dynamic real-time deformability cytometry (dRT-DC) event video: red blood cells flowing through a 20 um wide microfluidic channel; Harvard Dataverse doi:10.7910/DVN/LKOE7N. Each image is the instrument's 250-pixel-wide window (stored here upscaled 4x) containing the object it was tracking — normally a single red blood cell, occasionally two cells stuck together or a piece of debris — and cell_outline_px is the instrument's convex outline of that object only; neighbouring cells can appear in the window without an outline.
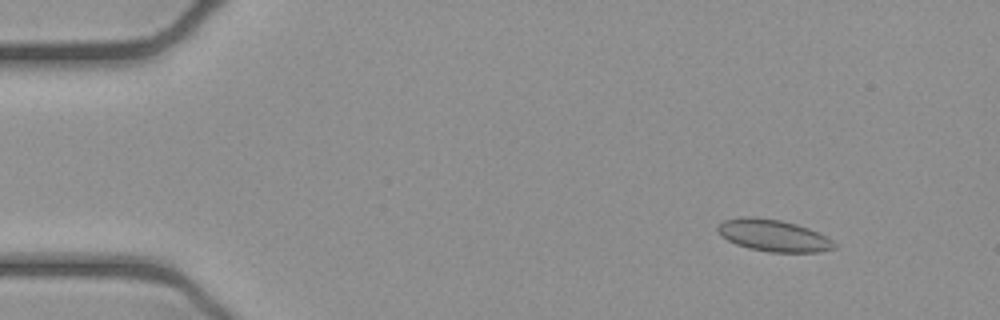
{"species": "common noctule bat (a hibernating species)", "species_latin": "Nyctalus noctula", "temperature_condition": "cold", "stored_images_in_passage": 51, "camera_frame_rate_fps": 3000, "um_per_image_px": 0.085, "animal": {"sex": "female", "body_mass_g": 21.9}, "frame": {"image": 1, "passage_image": 5, "time_ms": 1.333, "image_size_px": [1000, 320], "cell_outline_px": [[836, 248], [820, 252], [768, 252], [748, 248], [736, 244], [720, 236], [716, 228], [724, 220], [744, 216], [756, 216], [780, 220], [796, 224], [808, 228], [832, 240], [836, 244]], "centroid_in_image_um": [65.71, 20.02], "position_along_channel_um": 19.3, "area_um2": 21.68}}
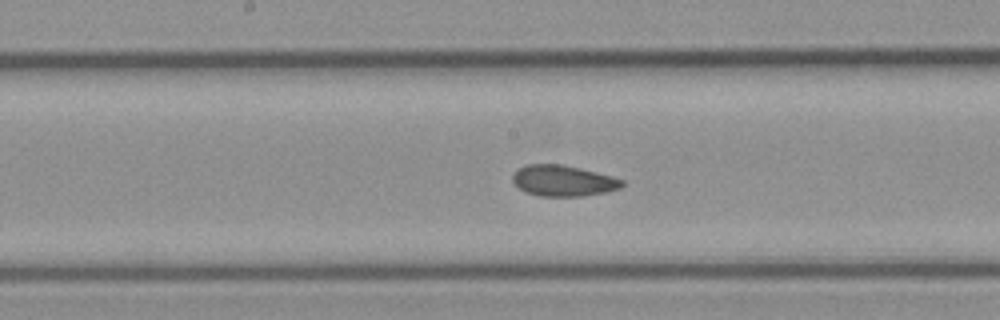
{"frame": {"image": 2, "passage_image": 26, "time_ms": 8.333, "image_size_px": [1000, 320], "cell_outline_px": [[624, 184], [620, 188], [608, 192], [580, 196], [540, 196], [524, 192], [512, 180], [512, 176], [524, 164], [560, 164], [580, 168], [612, 176], [624, 180]], "centroid_in_image_um": [47.89, 15.36], "position_along_channel_um": 200.3, "area_um2": 19.71}}
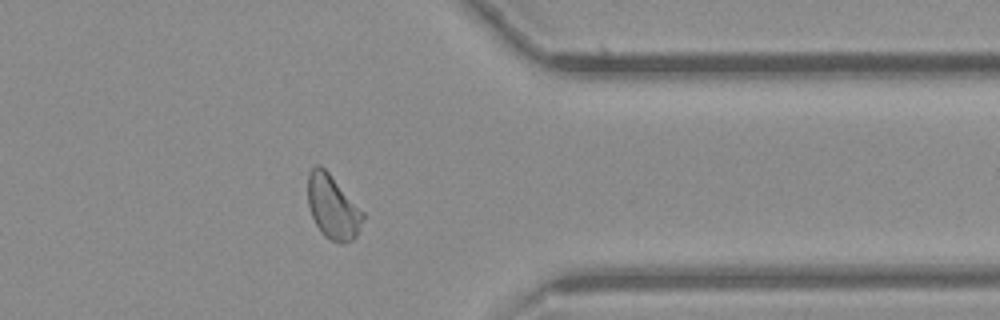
{"frame": {"image": 3, "passage_image": 41, "time_ms": 13.333, "image_size_px": [1000, 320], "cell_outline_px": [[364, 216], [356, 236], [352, 240], [332, 240], [324, 236], [320, 232], [312, 216], [308, 204], [308, 172], [316, 164], [320, 164], [328, 172], [364, 212]], "centroid_in_image_um": [28.26, 17.55], "position_along_channel_um": 383.1, "area_um2": 20.06}, "authors_computed_cell_mechanics": {"area_um2": 20.6346, "velocity_mm_per_s": 3.889, "shape_relaxation_time_tau1_ms": null, "shape_relaxation_time_tau2_ms": 2.3815, "deformation_change_tau1": null, "deformation_change_tau2": 0.0512}}